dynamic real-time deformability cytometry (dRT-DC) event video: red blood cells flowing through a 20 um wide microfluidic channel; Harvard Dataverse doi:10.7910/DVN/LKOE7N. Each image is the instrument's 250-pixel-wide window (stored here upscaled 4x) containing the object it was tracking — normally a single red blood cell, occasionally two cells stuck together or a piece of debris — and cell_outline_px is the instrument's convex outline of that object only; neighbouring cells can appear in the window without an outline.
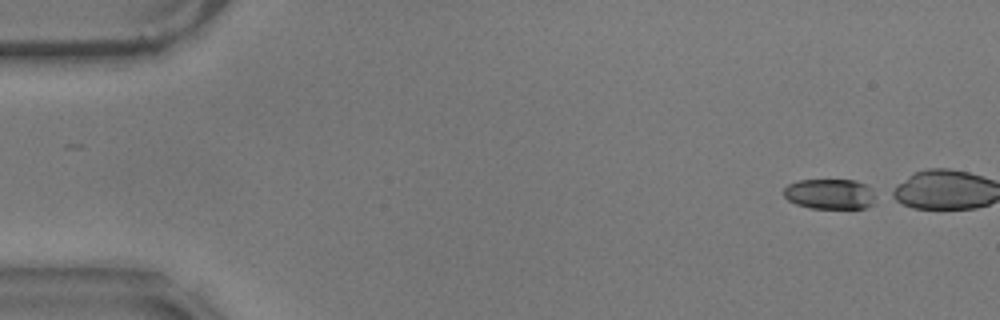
{"species": "common noctule bat (a hibernating species)", "species_latin": "Nyctalus noctula", "temperature_condition": "warm", "stored_images_in_passage": 12, "camera_frame_rate_fps": 3000, "um_per_image_px": 0.085, "animal": {"sex": "male", "body_mass_g": 17.9}, "frame": {"image": 1, "passage_image": 1, "time_ms": 0.0, "image_size_px": [1000, 320], "cell_outline_px": [[880, 196], [872, 204], [864, 208], [812, 208], [796, 204], [788, 200], [784, 196], [784, 188], [788, 184], [800, 180], [856, 180], [880, 192]], "centroid_in_image_um": [70.63, 16.49], "position_along_channel_um": 14.4, "area_um2": 16.59}}